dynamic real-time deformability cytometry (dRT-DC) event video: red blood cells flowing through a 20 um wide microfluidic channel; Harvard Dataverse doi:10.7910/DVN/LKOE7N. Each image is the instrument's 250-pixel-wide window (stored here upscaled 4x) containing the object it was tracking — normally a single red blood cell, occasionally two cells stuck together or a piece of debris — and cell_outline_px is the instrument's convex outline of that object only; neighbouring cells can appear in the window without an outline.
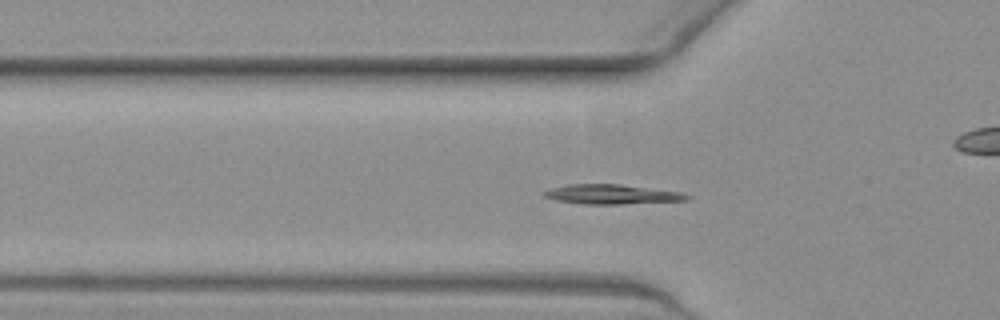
{"species": "common noctule bat (a hibernating species)", "species_latin": "Nyctalus noctula", "temperature_condition": "warm", "stored_images_in_passage": 54, "camera_frame_rate_fps": 3000, "um_per_image_px": 0.085, "animal": {"sex": "female", "body_mass_g": 19.3, "forearm_length_mm": 54.1}, "frame": {"image": 1, "passage_image": 17, "time_ms": 5.333, "image_size_px": [1000, 320], "cell_outline_px": [[692, 196], [688, 200], [620, 204], [584, 204], [556, 200], [544, 196], [544, 192], [552, 188], [568, 184], [620, 184], [680, 192]], "centroid_in_image_um": [52.03, 16.51], "position_along_channel_um": 73.8, "area_um2": 16.13}}
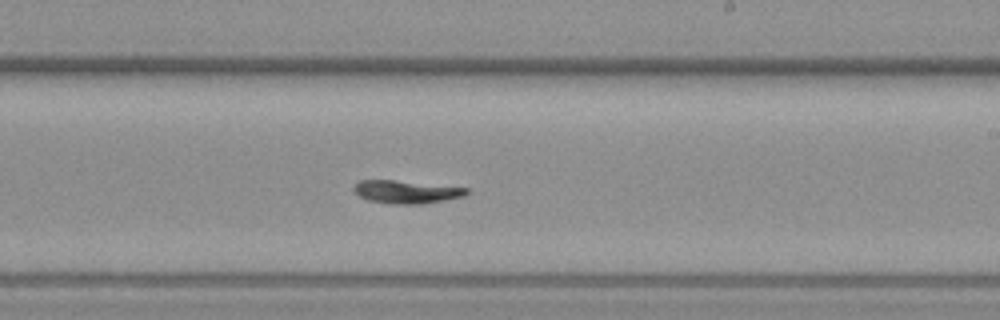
{"frame": {"image": 2, "passage_image": 31, "time_ms": 10.0, "image_size_px": [1000, 320], "cell_outline_px": [[468, 192], [464, 196], [424, 204], [392, 204], [368, 200], [360, 196], [352, 188], [360, 180], [392, 180], [468, 188]], "centroid_in_image_um": [34.53, 16.31], "position_along_channel_um": 254.5, "area_um2": 14.85}}
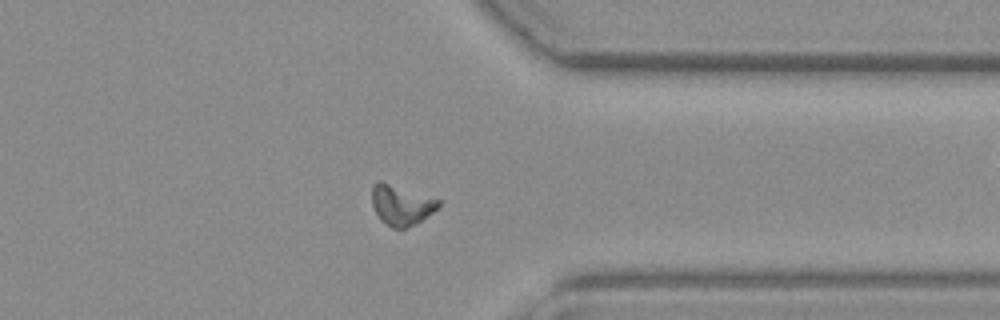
{"frame": {"image": 3, "passage_image": 41, "time_ms": 13.333, "image_size_px": [1000, 320], "cell_outline_px": [[440, 204], [432, 212], [416, 224], [404, 228], [392, 228], [384, 224], [380, 220], [372, 204], [372, 184], [376, 180], [380, 180], [440, 200]], "centroid_in_image_um": [34.06, 17.42], "position_along_channel_um": 377.3, "area_um2": 15.49}}